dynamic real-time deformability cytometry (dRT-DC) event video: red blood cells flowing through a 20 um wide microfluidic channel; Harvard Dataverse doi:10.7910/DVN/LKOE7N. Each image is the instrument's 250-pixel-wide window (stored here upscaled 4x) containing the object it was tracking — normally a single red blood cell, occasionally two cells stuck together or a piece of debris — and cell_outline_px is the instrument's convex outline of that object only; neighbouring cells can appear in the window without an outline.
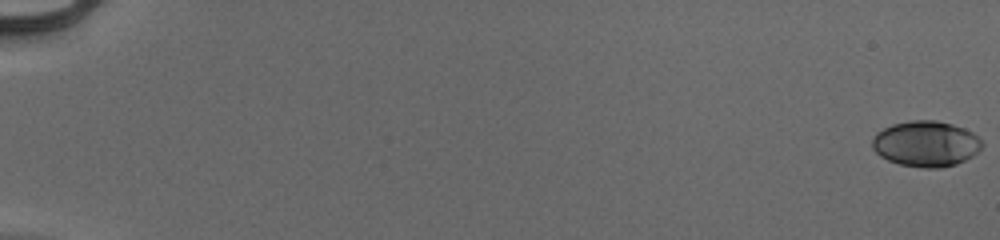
{"species": "human", "species_latin": "Homo sapiens", "temperature_condition": "cold", "stored_images_in_passage": 55, "camera_frame_rate_fps": 3000, "um_per_image_px": 0.085, "donor": {"sex": "male"}, "frame": {"image": 1, "passage_image": 1, "time_ms": 0.0, "image_size_px": [1000, 240], "cell_outline_px": [[984, 144], [972, 156], [956, 164], [940, 168], [924, 168], [900, 164], [888, 160], [880, 156], [872, 148], [872, 140], [876, 132], [892, 124], [912, 120], [936, 120], [952, 124], [964, 128], [972, 132]], "centroid_in_image_um": [78.68, 12.21], "position_along_channel_um": 6.3, "area_um2": 29.19}}
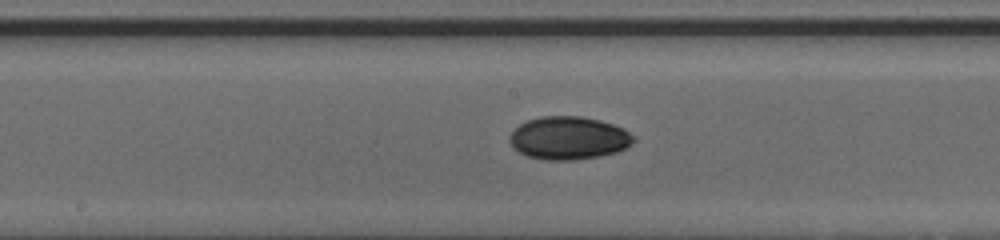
{"frame": {"image": 2, "passage_image": 32, "time_ms": 10.333, "image_size_px": [1000, 240], "cell_outline_px": [[636, 140], [628, 148], [616, 152], [600, 156], [576, 160], [548, 160], [528, 156], [512, 148], [508, 140], [508, 136], [520, 124], [528, 120], [540, 116], [584, 116], [600, 120], [624, 128], [636, 136]], "centroid_in_image_um": [48.37, 11.73], "position_along_channel_um": 199.8, "area_um2": 31.44}}
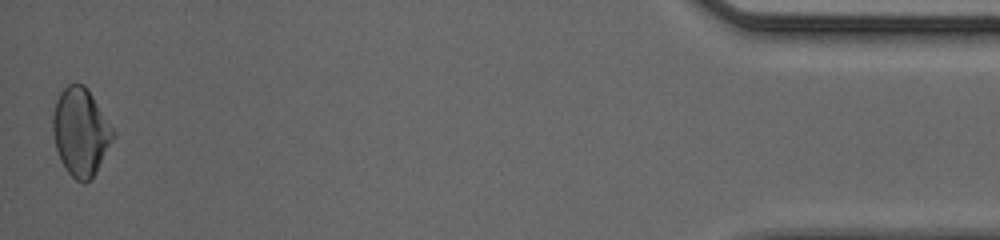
{"frame": {"image": 3, "passage_image": 55, "time_ms": 18.0, "image_size_px": [1000, 240], "cell_outline_px": [[116, 136], [96, 172], [88, 180], [76, 180], [68, 172], [60, 160], [56, 148], [52, 132], [52, 116], [56, 100], [60, 92], [68, 84], [76, 80], [84, 84], [88, 88], [116, 132]], "centroid_in_image_um": [6.86, 11.15], "position_along_channel_um": 428.3, "area_um2": 31.1}, "authors_computed_cell_mechanics": {"area_um2": 29.478, "velocity_mm_per_s": 3.9836, "shape_relaxation_time_tau1_ms": 4.0061, "shape_relaxation_time_tau2_ms": null, "deformation_change_tau1": 0.125, "deformation_change_tau2": null}}